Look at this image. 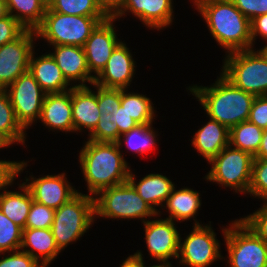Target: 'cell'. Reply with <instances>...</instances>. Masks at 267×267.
<instances>
[{
  "label": "cell",
  "mask_w": 267,
  "mask_h": 267,
  "mask_svg": "<svg viewBox=\"0 0 267 267\" xmlns=\"http://www.w3.org/2000/svg\"><path fill=\"white\" fill-rule=\"evenodd\" d=\"M108 17L67 15L46 11L42 23L35 29L37 38L46 39L49 45L83 47L96 26Z\"/></svg>",
  "instance_id": "obj_6"
},
{
  "label": "cell",
  "mask_w": 267,
  "mask_h": 267,
  "mask_svg": "<svg viewBox=\"0 0 267 267\" xmlns=\"http://www.w3.org/2000/svg\"><path fill=\"white\" fill-rule=\"evenodd\" d=\"M170 219L147 220L144 224L145 240L149 255L159 262L177 259L180 233Z\"/></svg>",
  "instance_id": "obj_13"
},
{
  "label": "cell",
  "mask_w": 267,
  "mask_h": 267,
  "mask_svg": "<svg viewBox=\"0 0 267 267\" xmlns=\"http://www.w3.org/2000/svg\"><path fill=\"white\" fill-rule=\"evenodd\" d=\"M248 121L263 130L267 129V96L255 97Z\"/></svg>",
  "instance_id": "obj_42"
},
{
  "label": "cell",
  "mask_w": 267,
  "mask_h": 267,
  "mask_svg": "<svg viewBox=\"0 0 267 267\" xmlns=\"http://www.w3.org/2000/svg\"><path fill=\"white\" fill-rule=\"evenodd\" d=\"M263 54L267 57V45H265L264 47H262V49H260Z\"/></svg>",
  "instance_id": "obj_52"
},
{
  "label": "cell",
  "mask_w": 267,
  "mask_h": 267,
  "mask_svg": "<svg viewBox=\"0 0 267 267\" xmlns=\"http://www.w3.org/2000/svg\"><path fill=\"white\" fill-rule=\"evenodd\" d=\"M46 11L76 16L108 17L96 0H53Z\"/></svg>",
  "instance_id": "obj_32"
},
{
  "label": "cell",
  "mask_w": 267,
  "mask_h": 267,
  "mask_svg": "<svg viewBox=\"0 0 267 267\" xmlns=\"http://www.w3.org/2000/svg\"><path fill=\"white\" fill-rule=\"evenodd\" d=\"M97 90V102L100 113L112 114L113 110L119 109L121 105V89L104 88L92 84Z\"/></svg>",
  "instance_id": "obj_37"
},
{
  "label": "cell",
  "mask_w": 267,
  "mask_h": 267,
  "mask_svg": "<svg viewBox=\"0 0 267 267\" xmlns=\"http://www.w3.org/2000/svg\"><path fill=\"white\" fill-rule=\"evenodd\" d=\"M94 218V197L81 192L56 209L51 231L59 250L82 237Z\"/></svg>",
  "instance_id": "obj_5"
},
{
  "label": "cell",
  "mask_w": 267,
  "mask_h": 267,
  "mask_svg": "<svg viewBox=\"0 0 267 267\" xmlns=\"http://www.w3.org/2000/svg\"><path fill=\"white\" fill-rule=\"evenodd\" d=\"M33 53L34 50L30 56L29 72L46 93H61L72 88L70 86L67 89L71 84L66 80L50 53L36 58Z\"/></svg>",
  "instance_id": "obj_21"
},
{
  "label": "cell",
  "mask_w": 267,
  "mask_h": 267,
  "mask_svg": "<svg viewBox=\"0 0 267 267\" xmlns=\"http://www.w3.org/2000/svg\"><path fill=\"white\" fill-rule=\"evenodd\" d=\"M127 181L133 186L139 196H141L143 200L158 213V215H160L159 212L161 211H157L155 207H163V203H165L175 186L168 177L158 173L148 174L137 183L135 182V176L131 170Z\"/></svg>",
  "instance_id": "obj_24"
},
{
  "label": "cell",
  "mask_w": 267,
  "mask_h": 267,
  "mask_svg": "<svg viewBox=\"0 0 267 267\" xmlns=\"http://www.w3.org/2000/svg\"><path fill=\"white\" fill-rule=\"evenodd\" d=\"M96 2L108 17H113L122 8L125 0H96Z\"/></svg>",
  "instance_id": "obj_46"
},
{
  "label": "cell",
  "mask_w": 267,
  "mask_h": 267,
  "mask_svg": "<svg viewBox=\"0 0 267 267\" xmlns=\"http://www.w3.org/2000/svg\"><path fill=\"white\" fill-rule=\"evenodd\" d=\"M7 2L6 0H0V19L8 16Z\"/></svg>",
  "instance_id": "obj_50"
},
{
  "label": "cell",
  "mask_w": 267,
  "mask_h": 267,
  "mask_svg": "<svg viewBox=\"0 0 267 267\" xmlns=\"http://www.w3.org/2000/svg\"><path fill=\"white\" fill-rule=\"evenodd\" d=\"M254 159H267V129L263 131L262 140Z\"/></svg>",
  "instance_id": "obj_48"
},
{
  "label": "cell",
  "mask_w": 267,
  "mask_h": 267,
  "mask_svg": "<svg viewBox=\"0 0 267 267\" xmlns=\"http://www.w3.org/2000/svg\"><path fill=\"white\" fill-rule=\"evenodd\" d=\"M0 260V267H43L28 253L21 250L13 251L12 254Z\"/></svg>",
  "instance_id": "obj_43"
},
{
  "label": "cell",
  "mask_w": 267,
  "mask_h": 267,
  "mask_svg": "<svg viewBox=\"0 0 267 267\" xmlns=\"http://www.w3.org/2000/svg\"><path fill=\"white\" fill-rule=\"evenodd\" d=\"M200 193L190 188H182L176 190L174 187L171 194L166 199L165 203L169 217L172 221H185L194 218L199 208L201 207Z\"/></svg>",
  "instance_id": "obj_26"
},
{
  "label": "cell",
  "mask_w": 267,
  "mask_h": 267,
  "mask_svg": "<svg viewBox=\"0 0 267 267\" xmlns=\"http://www.w3.org/2000/svg\"><path fill=\"white\" fill-rule=\"evenodd\" d=\"M231 267H267V243L240 219L222 229Z\"/></svg>",
  "instance_id": "obj_9"
},
{
  "label": "cell",
  "mask_w": 267,
  "mask_h": 267,
  "mask_svg": "<svg viewBox=\"0 0 267 267\" xmlns=\"http://www.w3.org/2000/svg\"><path fill=\"white\" fill-rule=\"evenodd\" d=\"M22 249L38 263L41 259L40 264L43 267H48L51 261L61 252L55 243L51 228H24L20 250Z\"/></svg>",
  "instance_id": "obj_22"
},
{
  "label": "cell",
  "mask_w": 267,
  "mask_h": 267,
  "mask_svg": "<svg viewBox=\"0 0 267 267\" xmlns=\"http://www.w3.org/2000/svg\"><path fill=\"white\" fill-rule=\"evenodd\" d=\"M94 211L97 217L141 218L142 223L147 221L146 217L158 216V213L139 196L128 181L100 190L94 197Z\"/></svg>",
  "instance_id": "obj_7"
},
{
  "label": "cell",
  "mask_w": 267,
  "mask_h": 267,
  "mask_svg": "<svg viewBox=\"0 0 267 267\" xmlns=\"http://www.w3.org/2000/svg\"><path fill=\"white\" fill-rule=\"evenodd\" d=\"M25 30L10 14L0 19V47L18 38Z\"/></svg>",
  "instance_id": "obj_40"
},
{
  "label": "cell",
  "mask_w": 267,
  "mask_h": 267,
  "mask_svg": "<svg viewBox=\"0 0 267 267\" xmlns=\"http://www.w3.org/2000/svg\"><path fill=\"white\" fill-rule=\"evenodd\" d=\"M171 266L172 265L170 264V262H160V264L152 265V266H149V267H171Z\"/></svg>",
  "instance_id": "obj_51"
},
{
  "label": "cell",
  "mask_w": 267,
  "mask_h": 267,
  "mask_svg": "<svg viewBox=\"0 0 267 267\" xmlns=\"http://www.w3.org/2000/svg\"><path fill=\"white\" fill-rule=\"evenodd\" d=\"M14 142L4 133L0 132V149L12 145Z\"/></svg>",
  "instance_id": "obj_49"
},
{
  "label": "cell",
  "mask_w": 267,
  "mask_h": 267,
  "mask_svg": "<svg viewBox=\"0 0 267 267\" xmlns=\"http://www.w3.org/2000/svg\"><path fill=\"white\" fill-rule=\"evenodd\" d=\"M254 157L245 151L227 145L208 163L212 165L206 175L208 181L216 182L222 187L232 188L237 193H247L251 184Z\"/></svg>",
  "instance_id": "obj_8"
},
{
  "label": "cell",
  "mask_w": 267,
  "mask_h": 267,
  "mask_svg": "<svg viewBox=\"0 0 267 267\" xmlns=\"http://www.w3.org/2000/svg\"><path fill=\"white\" fill-rule=\"evenodd\" d=\"M263 129L249 121L241 122L230 129L229 144L237 149L257 154L262 140Z\"/></svg>",
  "instance_id": "obj_28"
},
{
  "label": "cell",
  "mask_w": 267,
  "mask_h": 267,
  "mask_svg": "<svg viewBox=\"0 0 267 267\" xmlns=\"http://www.w3.org/2000/svg\"><path fill=\"white\" fill-rule=\"evenodd\" d=\"M53 0H43V2L48 6Z\"/></svg>",
  "instance_id": "obj_53"
},
{
  "label": "cell",
  "mask_w": 267,
  "mask_h": 267,
  "mask_svg": "<svg viewBox=\"0 0 267 267\" xmlns=\"http://www.w3.org/2000/svg\"><path fill=\"white\" fill-rule=\"evenodd\" d=\"M212 37L228 50L226 53L253 49L250 20L231 0H194Z\"/></svg>",
  "instance_id": "obj_1"
},
{
  "label": "cell",
  "mask_w": 267,
  "mask_h": 267,
  "mask_svg": "<svg viewBox=\"0 0 267 267\" xmlns=\"http://www.w3.org/2000/svg\"><path fill=\"white\" fill-rule=\"evenodd\" d=\"M195 132L192 145L209 162L229 145L230 130L214 119H209Z\"/></svg>",
  "instance_id": "obj_23"
},
{
  "label": "cell",
  "mask_w": 267,
  "mask_h": 267,
  "mask_svg": "<svg viewBox=\"0 0 267 267\" xmlns=\"http://www.w3.org/2000/svg\"><path fill=\"white\" fill-rule=\"evenodd\" d=\"M252 43L255 42L256 36H261L267 40V14L257 16L250 21Z\"/></svg>",
  "instance_id": "obj_45"
},
{
  "label": "cell",
  "mask_w": 267,
  "mask_h": 267,
  "mask_svg": "<svg viewBox=\"0 0 267 267\" xmlns=\"http://www.w3.org/2000/svg\"><path fill=\"white\" fill-rule=\"evenodd\" d=\"M235 7L250 21L267 14V0H231Z\"/></svg>",
  "instance_id": "obj_41"
},
{
  "label": "cell",
  "mask_w": 267,
  "mask_h": 267,
  "mask_svg": "<svg viewBox=\"0 0 267 267\" xmlns=\"http://www.w3.org/2000/svg\"><path fill=\"white\" fill-rule=\"evenodd\" d=\"M39 120L52 130L73 132L71 89L61 93H47Z\"/></svg>",
  "instance_id": "obj_20"
},
{
  "label": "cell",
  "mask_w": 267,
  "mask_h": 267,
  "mask_svg": "<svg viewBox=\"0 0 267 267\" xmlns=\"http://www.w3.org/2000/svg\"><path fill=\"white\" fill-rule=\"evenodd\" d=\"M173 0H125L122 8L113 16L121 18L131 12L149 28L161 30L172 24Z\"/></svg>",
  "instance_id": "obj_17"
},
{
  "label": "cell",
  "mask_w": 267,
  "mask_h": 267,
  "mask_svg": "<svg viewBox=\"0 0 267 267\" xmlns=\"http://www.w3.org/2000/svg\"><path fill=\"white\" fill-rule=\"evenodd\" d=\"M248 193L267 202V159H253Z\"/></svg>",
  "instance_id": "obj_34"
},
{
  "label": "cell",
  "mask_w": 267,
  "mask_h": 267,
  "mask_svg": "<svg viewBox=\"0 0 267 267\" xmlns=\"http://www.w3.org/2000/svg\"><path fill=\"white\" fill-rule=\"evenodd\" d=\"M151 124L138 125L137 127L131 129L120 135V140L117 142L119 146L122 145V139L124 143L127 144V148L131 151L140 154L149 153L153 150L156 144V131L153 130Z\"/></svg>",
  "instance_id": "obj_31"
},
{
  "label": "cell",
  "mask_w": 267,
  "mask_h": 267,
  "mask_svg": "<svg viewBox=\"0 0 267 267\" xmlns=\"http://www.w3.org/2000/svg\"><path fill=\"white\" fill-rule=\"evenodd\" d=\"M117 21L113 17H108L100 22L92 31L85 42L83 49L90 73H95V77L106 66L113 50L121 42L114 30L113 22Z\"/></svg>",
  "instance_id": "obj_14"
},
{
  "label": "cell",
  "mask_w": 267,
  "mask_h": 267,
  "mask_svg": "<svg viewBox=\"0 0 267 267\" xmlns=\"http://www.w3.org/2000/svg\"><path fill=\"white\" fill-rule=\"evenodd\" d=\"M53 48L55 51L50 54L69 83L72 81L81 82L80 84H73V86H87L85 82H89L91 85L94 83L95 76L88 69L83 47L55 45Z\"/></svg>",
  "instance_id": "obj_18"
},
{
  "label": "cell",
  "mask_w": 267,
  "mask_h": 267,
  "mask_svg": "<svg viewBox=\"0 0 267 267\" xmlns=\"http://www.w3.org/2000/svg\"><path fill=\"white\" fill-rule=\"evenodd\" d=\"M17 121L27 129L40 118L46 92L40 87L29 70L5 89Z\"/></svg>",
  "instance_id": "obj_10"
},
{
  "label": "cell",
  "mask_w": 267,
  "mask_h": 267,
  "mask_svg": "<svg viewBox=\"0 0 267 267\" xmlns=\"http://www.w3.org/2000/svg\"><path fill=\"white\" fill-rule=\"evenodd\" d=\"M85 142L79 153V161L91 196L105 188L127 182L130 167L118 143Z\"/></svg>",
  "instance_id": "obj_2"
},
{
  "label": "cell",
  "mask_w": 267,
  "mask_h": 267,
  "mask_svg": "<svg viewBox=\"0 0 267 267\" xmlns=\"http://www.w3.org/2000/svg\"><path fill=\"white\" fill-rule=\"evenodd\" d=\"M17 121L14 109L5 89H0V132L6 134L14 143L25 144L26 130Z\"/></svg>",
  "instance_id": "obj_30"
},
{
  "label": "cell",
  "mask_w": 267,
  "mask_h": 267,
  "mask_svg": "<svg viewBox=\"0 0 267 267\" xmlns=\"http://www.w3.org/2000/svg\"><path fill=\"white\" fill-rule=\"evenodd\" d=\"M27 167V162L0 160V191L13 184L16 176Z\"/></svg>",
  "instance_id": "obj_39"
},
{
  "label": "cell",
  "mask_w": 267,
  "mask_h": 267,
  "mask_svg": "<svg viewBox=\"0 0 267 267\" xmlns=\"http://www.w3.org/2000/svg\"><path fill=\"white\" fill-rule=\"evenodd\" d=\"M135 61L122 41L113 50L106 66L95 77L94 84L104 88L127 89L134 77Z\"/></svg>",
  "instance_id": "obj_16"
},
{
  "label": "cell",
  "mask_w": 267,
  "mask_h": 267,
  "mask_svg": "<svg viewBox=\"0 0 267 267\" xmlns=\"http://www.w3.org/2000/svg\"><path fill=\"white\" fill-rule=\"evenodd\" d=\"M190 92L198 99L209 118L226 126L248 121L255 95L235 87L222 74L210 87L190 86Z\"/></svg>",
  "instance_id": "obj_3"
},
{
  "label": "cell",
  "mask_w": 267,
  "mask_h": 267,
  "mask_svg": "<svg viewBox=\"0 0 267 267\" xmlns=\"http://www.w3.org/2000/svg\"><path fill=\"white\" fill-rule=\"evenodd\" d=\"M66 179L65 174L62 173L26 178V182L23 183L35 202L56 210L78 193Z\"/></svg>",
  "instance_id": "obj_15"
},
{
  "label": "cell",
  "mask_w": 267,
  "mask_h": 267,
  "mask_svg": "<svg viewBox=\"0 0 267 267\" xmlns=\"http://www.w3.org/2000/svg\"><path fill=\"white\" fill-rule=\"evenodd\" d=\"M149 97L138 93H127V89H121V105L125 111L139 125L153 123L155 111Z\"/></svg>",
  "instance_id": "obj_29"
},
{
  "label": "cell",
  "mask_w": 267,
  "mask_h": 267,
  "mask_svg": "<svg viewBox=\"0 0 267 267\" xmlns=\"http://www.w3.org/2000/svg\"><path fill=\"white\" fill-rule=\"evenodd\" d=\"M193 231L187 235L183 242L180 236L177 259L180 263L190 267H207L218 258L223 259L220 244L210 225L202 226L195 219ZM217 259V260H216Z\"/></svg>",
  "instance_id": "obj_11"
},
{
  "label": "cell",
  "mask_w": 267,
  "mask_h": 267,
  "mask_svg": "<svg viewBox=\"0 0 267 267\" xmlns=\"http://www.w3.org/2000/svg\"><path fill=\"white\" fill-rule=\"evenodd\" d=\"M55 210L40 203L32 201L31 208L26 220L25 228H51Z\"/></svg>",
  "instance_id": "obj_36"
},
{
  "label": "cell",
  "mask_w": 267,
  "mask_h": 267,
  "mask_svg": "<svg viewBox=\"0 0 267 267\" xmlns=\"http://www.w3.org/2000/svg\"><path fill=\"white\" fill-rule=\"evenodd\" d=\"M88 86H72L71 106L74 132L87 129L91 133L97 126L100 110L98 109L97 91Z\"/></svg>",
  "instance_id": "obj_19"
},
{
  "label": "cell",
  "mask_w": 267,
  "mask_h": 267,
  "mask_svg": "<svg viewBox=\"0 0 267 267\" xmlns=\"http://www.w3.org/2000/svg\"><path fill=\"white\" fill-rule=\"evenodd\" d=\"M34 38H37L35 30L26 29L18 38L0 47V89H6L29 70Z\"/></svg>",
  "instance_id": "obj_12"
},
{
  "label": "cell",
  "mask_w": 267,
  "mask_h": 267,
  "mask_svg": "<svg viewBox=\"0 0 267 267\" xmlns=\"http://www.w3.org/2000/svg\"><path fill=\"white\" fill-rule=\"evenodd\" d=\"M142 255L143 254L139 251L133 255H130L125 259L120 267H145V262Z\"/></svg>",
  "instance_id": "obj_47"
},
{
  "label": "cell",
  "mask_w": 267,
  "mask_h": 267,
  "mask_svg": "<svg viewBox=\"0 0 267 267\" xmlns=\"http://www.w3.org/2000/svg\"><path fill=\"white\" fill-rule=\"evenodd\" d=\"M19 188L21 191L5 190L0 193V210L24 229L33 199L24 183L20 184Z\"/></svg>",
  "instance_id": "obj_25"
},
{
  "label": "cell",
  "mask_w": 267,
  "mask_h": 267,
  "mask_svg": "<svg viewBox=\"0 0 267 267\" xmlns=\"http://www.w3.org/2000/svg\"><path fill=\"white\" fill-rule=\"evenodd\" d=\"M112 116L115 121V127H118V141L120 135L137 127L139 124L125 111L124 107L120 105L119 109L113 110Z\"/></svg>",
  "instance_id": "obj_44"
},
{
  "label": "cell",
  "mask_w": 267,
  "mask_h": 267,
  "mask_svg": "<svg viewBox=\"0 0 267 267\" xmlns=\"http://www.w3.org/2000/svg\"><path fill=\"white\" fill-rule=\"evenodd\" d=\"M221 74L235 87L255 96H267V57L259 49L226 55Z\"/></svg>",
  "instance_id": "obj_4"
},
{
  "label": "cell",
  "mask_w": 267,
  "mask_h": 267,
  "mask_svg": "<svg viewBox=\"0 0 267 267\" xmlns=\"http://www.w3.org/2000/svg\"><path fill=\"white\" fill-rule=\"evenodd\" d=\"M240 220L267 243V202H264L259 210Z\"/></svg>",
  "instance_id": "obj_38"
},
{
  "label": "cell",
  "mask_w": 267,
  "mask_h": 267,
  "mask_svg": "<svg viewBox=\"0 0 267 267\" xmlns=\"http://www.w3.org/2000/svg\"><path fill=\"white\" fill-rule=\"evenodd\" d=\"M6 2L8 13L24 28L32 30L42 23L48 7L43 0H6Z\"/></svg>",
  "instance_id": "obj_27"
},
{
  "label": "cell",
  "mask_w": 267,
  "mask_h": 267,
  "mask_svg": "<svg viewBox=\"0 0 267 267\" xmlns=\"http://www.w3.org/2000/svg\"><path fill=\"white\" fill-rule=\"evenodd\" d=\"M23 228L10 220L0 210V254L20 250ZM5 252V253H4Z\"/></svg>",
  "instance_id": "obj_33"
},
{
  "label": "cell",
  "mask_w": 267,
  "mask_h": 267,
  "mask_svg": "<svg viewBox=\"0 0 267 267\" xmlns=\"http://www.w3.org/2000/svg\"><path fill=\"white\" fill-rule=\"evenodd\" d=\"M100 117L95 129L89 134L88 140L95 142H118V127H115V121L112 114L100 113Z\"/></svg>",
  "instance_id": "obj_35"
}]
</instances>
